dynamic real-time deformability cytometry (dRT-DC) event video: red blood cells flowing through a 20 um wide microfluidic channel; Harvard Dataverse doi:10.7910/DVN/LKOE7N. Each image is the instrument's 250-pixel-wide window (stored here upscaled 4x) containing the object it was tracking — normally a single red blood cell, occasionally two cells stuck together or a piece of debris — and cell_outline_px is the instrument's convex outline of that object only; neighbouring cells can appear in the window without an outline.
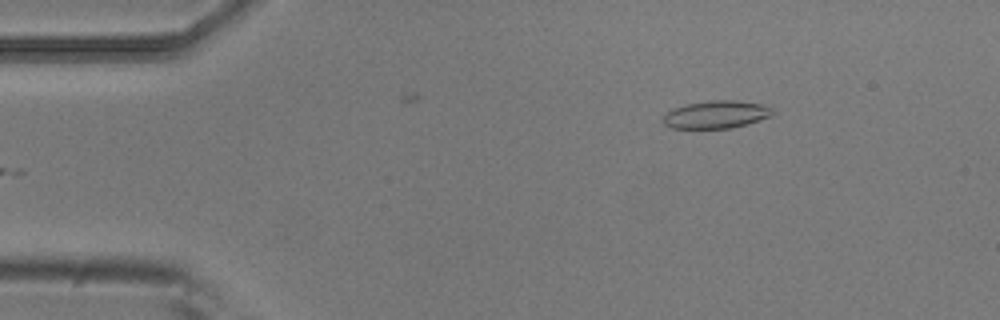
{"species": "common noctule bat (a hibernating species)", "species_latin": "Nyctalus noctula", "temperature_condition": "room temperature", "stored_images_in_passage": 5, "camera_frame_rate_fps": 3000, "um_per_image_px": 0.085, "animal": {"sex": "male", "body_mass_g": 20.5, "forearm_length_mm": 52.5}, "frame": {"image": 1, "passage_image": 5, "time_ms": 1.333, "image_size_px": [1000, 320], "cell_outline_px": [[776, 112], [772, 116], [748, 124], [732, 128], [672, 128], [664, 124], [664, 116], [668, 112], [676, 108], [688, 104], [708, 100], [732, 100], [760, 104], [772, 108]], "centroid_in_image_um": [60.94, 9.74], "position_along_channel_um": 24.1, "area_um2": 17.51}}